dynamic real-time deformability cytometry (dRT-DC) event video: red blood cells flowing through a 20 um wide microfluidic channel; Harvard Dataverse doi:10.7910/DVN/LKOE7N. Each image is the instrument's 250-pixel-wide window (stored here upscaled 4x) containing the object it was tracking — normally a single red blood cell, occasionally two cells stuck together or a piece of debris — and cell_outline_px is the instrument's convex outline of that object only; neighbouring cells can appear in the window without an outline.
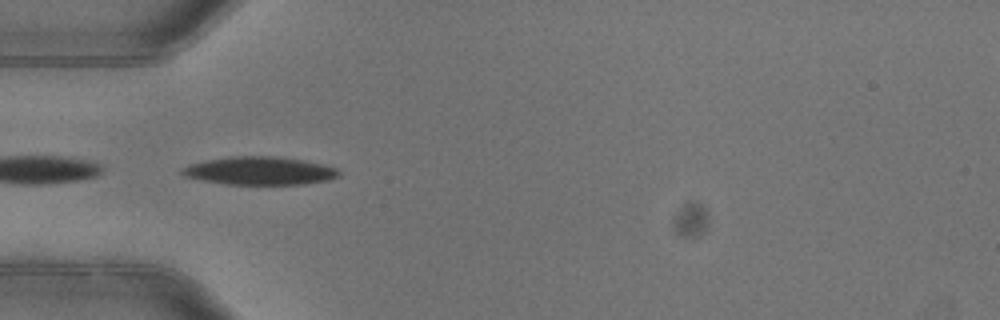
{"species": "common noctule bat (a hibernating species)", "species_latin": "Nyctalus noctula", "temperature_condition": "warm", "stored_images_in_passage": 7, "camera_frame_rate_fps": 3000, "um_per_image_px": 0.085, "animal": {"sex": "female"}, "frame": {"image": 1, "passage_image": 5, "time_ms": 1.333, "image_size_px": [1000, 320], "cell_outline_px": [[340, 176], [328, 180], [304, 184], [228, 184], [204, 180], [184, 176], [180, 172], [184, 168], [192, 164], [208, 160], [232, 156], [272, 156], [304, 160], [324, 164], [336, 168], [340, 172]], "centroid_in_image_um": [22.14, 14.51], "position_along_channel_um": 62.9, "area_um2": 25.37}}